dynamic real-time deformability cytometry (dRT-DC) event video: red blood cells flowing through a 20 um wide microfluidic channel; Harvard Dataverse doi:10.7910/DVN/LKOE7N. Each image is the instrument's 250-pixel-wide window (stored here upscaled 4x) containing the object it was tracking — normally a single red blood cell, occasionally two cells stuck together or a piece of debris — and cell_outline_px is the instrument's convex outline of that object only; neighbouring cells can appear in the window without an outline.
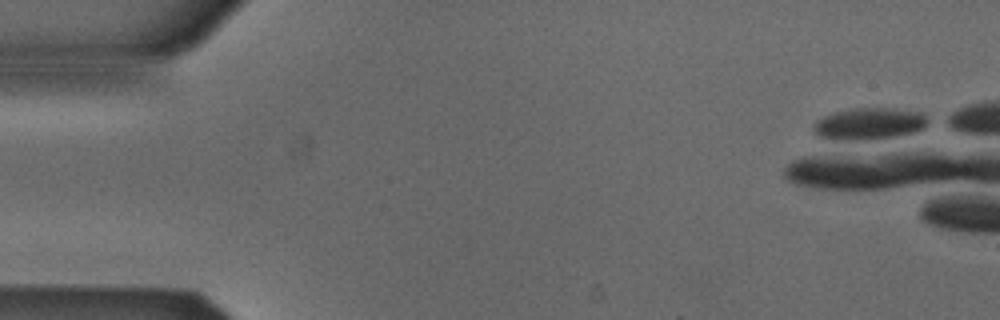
{"species": "Egyptian fruit bat (a non-hibernating species)", "species_latin": "Rousettus aegyptiacus", "temperature_condition": "cold", "stored_images_in_passage": 1, "camera_frame_rate_fps": 3000, "um_per_image_px": 0.085, "animal": {"sex": "male"}, "frame": {"image": 1, "passage_image": 1, "time_ms": 0.0, "image_size_px": [1000, 320], "cell_outline_px": [[932, 120], [920, 128], [908, 132], [880, 140], [820, 136], [812, 128], [812, 124], [816, 120], [824, 116], [836, 112], [852, 108], [892, 108], [920, 112]], "centroid_in_image_um": [73.91, 10.48], "position_along_channel_um": 11.1, "area_um2": 20.52}}